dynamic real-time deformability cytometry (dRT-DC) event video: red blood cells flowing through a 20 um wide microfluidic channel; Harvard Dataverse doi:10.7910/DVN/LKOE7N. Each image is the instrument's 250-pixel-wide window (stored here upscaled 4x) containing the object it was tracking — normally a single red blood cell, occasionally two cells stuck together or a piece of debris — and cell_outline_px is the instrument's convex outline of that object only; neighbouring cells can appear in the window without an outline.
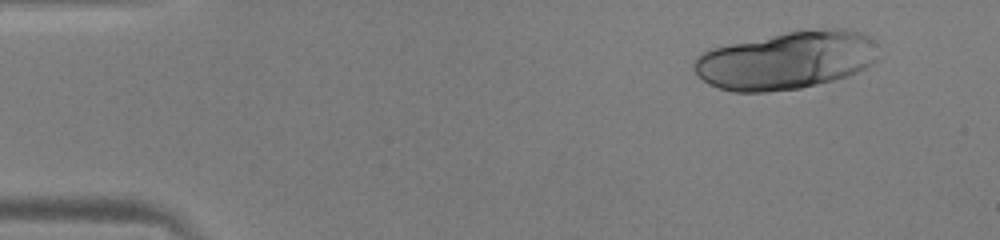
{"species": "human", "species_latin": "Homo sapiens", "temperature_condition": "warm", "stored_images_in_passage": 21, "camera_frame_rate_fps": 3000, "um_per_image_px": 0.085, "donor": {"sex": "male"}, "frame": {"image": 1, "passage_image": 5, "time_ms": 1.333, "image_size_px": [1000, 240], "cell_outline_px": [[876, 60], [872, 64], [848, 76], [800, 88], [764, 92], [732, 92], [708, 84], [692, 68], [692, 64], [696, 56], [700, 52], [712, 48], [788, 32], [828, 28], [844, 28], [860, 32], [868, 36]], "centroid_in_image_um": [66.77, 5.14], "position_along_channel_um": 18.2, "area_um2": 61.38}}